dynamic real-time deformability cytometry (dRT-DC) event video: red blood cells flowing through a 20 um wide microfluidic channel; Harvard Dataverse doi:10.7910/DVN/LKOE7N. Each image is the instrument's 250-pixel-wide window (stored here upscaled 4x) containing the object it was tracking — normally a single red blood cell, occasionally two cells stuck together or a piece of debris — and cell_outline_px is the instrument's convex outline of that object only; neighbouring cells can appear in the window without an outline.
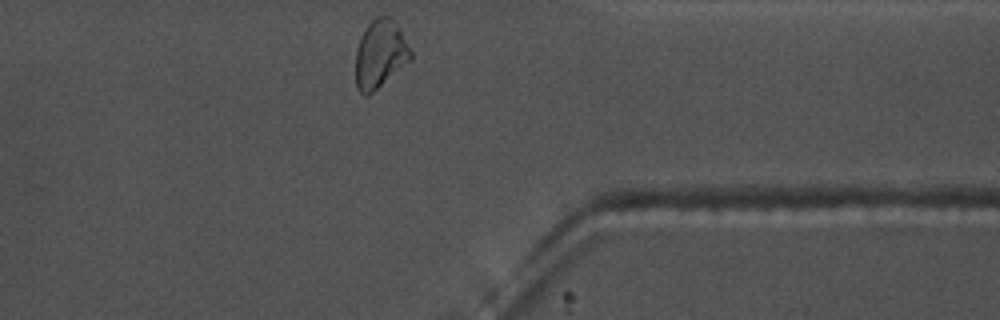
{"species": "common noctule bat (a hibernating species)", "species_latin": "Nyctalus noctula", "temperature_condition": "warm", "stored_images_in_passage": 32, "camera_frame_rate_fps": 3000, "um_per_image_px": 0.085, "animal": {"sex": "male", "body_mass_g": 17.5, "forearm_length_mm": 52.3}, "frame": {"image": 1, "passage_image": 32, "time_ms": 10.333, "image_size_px": [1000, 320], "cell_outline_px": [[412, 60], [368, 96], [364, 96], [356, 88], [356, 52], [360, 40], [368, 24], [376, 16], [388, 16], [400, 28], [412, 52]], "centroid_in_image_um": [32.33, 4.62], "position_along_channel_um": 379.1, "area_um2": 21.79}, "authors_computed_cell_mechanics": {"area_um2": 21.675, "velocity_mm_per_s": 3.6444, "shape_relaxation_time_tau1_ms": 5.8304, "shape_relaxation_time_tau2_ms": 1.6218, "deformation_change_tau1": 0.2214, "deformation_change_tau2": 0.0873}}